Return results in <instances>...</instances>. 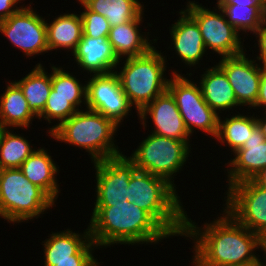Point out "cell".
<instances>
[{"label":"cell","mask_w":266,"mask_h":266,"mask_svg":"<svg viewBox=\"0 0 266 266\" xmlns=\"http://www.w3.org/2000/svg\"><path fill=\"white\" fill-rule=\"evenodd\" d=\"M55 205V201L43 189L31 183L19 168L0 169L2 220L10 225L29 223V220L41 218L40 216L48 213Z\"/></svg>","instance_id":"8992f818"},{"label":"cell","mask_w":266,"mask_h":266,"mask_svg":"<svg viewBox=\"0 0 266 266\" xmlns=\"http://www.w3.org/2000/svg\"><path fill=\"white\" fill-rule=\"evenodd\" d=\"M85 78L87 79L86 108L101 113L121 127L124 119L132 115L134 107L122 91L118 75L112 72L89 75Z\"/></svg>","instance_id":"7c38bea8"},{"label":"cell","mask_w":266,"mask_h":266,"mask_svg":"<svg viewBox=\"0 0 266 266\" xmlns=\"http://www.w3.org/2000/svg\"><path fill=\"white\" fill-rule=\"evenodd\" d=\"M226 189L222 208L239 224L258 234L266 227V189L252 179Z\"/></svg>","instance_id":"8fae6325"},{"label":"cell","mask_w":266,"mask_h":266,"mask_svg":"<svg viewBox=\"0 0 266 266\" xmlns=\"http://www.w3.org/2000/svg\"><path fill=\"white\" fill-rule=\"evenodd\" d=\"M83 106L86 108V98H62L49 96L41 115L38 117V120L41 122L42 120H45L46 124H54L53 126L51 124V128L49 126L46 128V136H49L55 128H57L65 120L69 119L77 111L81 110Z\"/></svg>","instance_id":"f546056e"},{"label":"cell","mask_w":266,"mask_h":266,"mask_svg":"<svg viewBox=\"0 0 266 266\" xmlns=\"http://www.w3.org/2000/svg\"><path fill=\"white\" fill-rule=\"evenodd\" d=\"M137 117V120H140L141 127H144V131L147 130L146 127L148 128L147 125L150 122L151 125L153 124V126H149L151 127L150 133L180 141L192 142L191 139L193 138L190 137L191 135L185 126L177 104L168 90L146 105L137 114Z\"/></svg>","instance_id":"9a60e30c"},{"label":"cell","mask_w":266,"mask_h":266,"mask_svg":"<svg viewBox=\"0 0 266 266\" xmlns=\"http://www.w3.org/2000/svg\"><path fill=\"white\" fill-rule=\"evenodd\" d=\"M161 51L154 46L144 55L121 59L116 66L122 91L136 109L135 114L167 90V62L171 60Z\"/></svg>","instance_id":"5b68a950"},{"label":"cell","mask_w":266,"mask_h":266,"mask_svg":"<svg viewBox=\"0 0 266 266\" xmlns=\"http://www.w3.org/2000/svg\"><path fill=\"white\" fill-rule=\"evenodd\" d=\"M51 69L52 89L49 96L62 98H86L87 83L79 80L81 74L75 76L73 72L65 70L63 66L49 63ZM57 66V67H56ZM63 67V68H62ZM81 81V82H80Z\"/></svg>","instance_id":"4dcf8cb0"},{"label":"cell","mask_w":266,"mask_h":266,"mask_svg":"<svg viewBox=\"0 0 266 266\" xmlns=\"http://www.w3.org/2000/svg\"><path fill=\"white\" fill-rule=\"evenodd\" d=\"M246 52L219 58L216 64L225 72L237 102L250 111L257 101L263 67Z\"/></svg>","instance_id":"5bb4252c"},{"label":"cell","mask_w":266,"mask_h":266,"mask_svg":"<svg viewBox=\"0 0 266 266\" xmlns=\"http://www.w3.org/2000/svg\"><path fill=\"white\" fill-rule=\"evenodd\" d=\"M230 154L233 157L227 158L228 162L224 164L227 188L241 181L251 180L266 167V140L260 129L257 127L245 144Z\"/></svg>","instance_id":"ac0fdd59"},{"label":"cell","mask_w":266,"mask_h":266,"mask_svg":"<svg viewBox=\"0 0 266 266\" xmlns=\"http://www.w3.org/2000/svg\"><path fill=\"white\" fill-rule=\"evenodd\" d=\"M47 148H37L19 167L25 177L33 184L43 189L55 202L61 193L59 180V165L52 159Z\"/></svg>","instance_id":"7402d4cb"},{"label":"cell","mask_w":266,"mask_h":266,"mask_svg":"<svg viewBox=\"0 0 266 266\" xmlns=\"http://www.w3.org/2000/svg\"><path fill=\"white\" fill-rule=\"evenodd\" d=\"M262 4H263V7H264V9L266 11V0H262Z\"/></svg>","instance_id":"b9f144b4"},{"label":"cell","mask_w":266,"mask_h":266,"mask_svg":"<svg viewBox=\"0 0 266 266\" xmlns=\"http://www.w3.org/2000/svg\"><path fill=\"white\" fill-rule=\"evenodd\" d=\"M92 165L96 178L94 203H117L127 200V187L137 168L125 153L92 162Z\"/></svg>","instance_id":"4fadbf2b"},{"label":"cell","mask_w":266,"mask_h":266,"mask_svg":"<svg viewBox=\"0 0 266 266\" xmlns=\"http://www.w3.org/2000/svg\"><path fill=\"white\" fill-rule=\"evenodd\" d=\"M186 213L185 240H192V266H246L253 263H266L257 254L258 234L239 224L223 208L212 221L201 226L191 220ZM189 217V218H188ZM187 238V239H186ZM263 259V260H262Z\"/></svg>","instance_id":"6da1fadb"},{"label":"cell","mask_w":266,"mask_h":266,"mask_svg":"<svg viewBox=\"0 0 266 266\" xmlns=\"http://www.w3.org/2000/svg\"><path fill=\"white\" fill-rule=\"evenodd\" d=\"M254 110H259V112L266 111V68L262 69L259 93L255 105L252 107Z\"/></svg>","instance_id":"e575fe53"},{"label":"cell","mask_w":266,"mask_h":266,"mask_svg":"<svg viewBox=\"0 0 266 266\" xmlns=\"http://www.w3.org/2000/svg\"><path fill=\"white\" fill-rule=\"evenodd\" d=\"M178 191L165 178L136 170L127 187V201L145 210L171 238H183L187 211Z\"/></svg>","instance_id":"3957f363"},{"label":"cell","mask_w":266,"mask_h":266,"mask_svg":"<svg viewBox=\"0 0 266 266\" xmlns=\"http://www.w3.org/2000/svg\"><path fill=\"white\" fill-rule=\"evenodd\" d=\"M78 71L87 75L109 74L116 71L119 59L108 37L92 38L82 34L76 49L71 54Z\"/></svg>","instance_id":"d6986e66"},{"label":"cell","mask_w":266,"mask_h":266,"mask_svg":"<svg viewBox=\"0 0 266 266\" xmlns=\"http://www.w3.org/2000/svg\"><path fill=\"white\" fill-rule=\"evenodd\" d=\"M252 180L259 186L266 189V167H264Z\"/></svg>","instance_id":"ab89813d"},{"label":"cell","mask_w":266,"mask_h":266,"mask_svg":"<svg viewBox=\"0 0 266 266\" xmlns=\"http://www.w3.org/2000/svg\"><path fill=\"white\" fill-rule=\"evenodd\" d=\"M203 68L205 71L203 70V74H200L198 83L201 87L205 102L218 115L226 114L227 111L228 114H232L236 108L235 111L238 112L237 110H240L242 106L237 102L233 88L225 72L216 63L212 67L208 66Z\"/></svg>","instance_id":"44dd1931"},{"label":"cell","mask_w":266,"mask_h":266,"mask_svg":"<svg viewBox=\"0 0 266 266\" xmlns=\"http://www.w3.org/2000/svg\"><path fill=\"white\" fill-rule=\"evenodd\" d=\"M178 19L169 26L171 44L167 49H173L172 54L182 61L184 68H190L187 75H193L194 68L202 65L204 56L209 54L205 48V43L196 21L182 8L177 11ZM173 46V47H172ZM172 47V48H170ZM198 67H197V66ZM194 67V68H192ZM192 68V69H191Z\"/></svg>","instance_id":"e0dca14e"},{"label":"cell","mask_w":266,"mask_h":266,"mask_svg":"<svg viewBox=\"0 0 266 266\" xmlns=\"http://www.w3.org/2000/svg\"><path fill=\"white\" fill-rule=\"evenodd\" d=\"M216 5L223 10L227 21L241 33V35L244 34L243 37H247L249 33L253 35L266 20V11L264 8H255L239 4Z\"/></svg>","instance_id":"f1b7e54d"},{"label":"cell","mask_w":266,"mask_h":266,"mask_svg":"<svg viewBox=\"0 0 266 266\" xmlns=\"http://www.w3.org/2000/svg\"><path fill=\"white\" fill-rule=\"evenodd\" d=\"M48 235L41 242L43 262L98 261V257L95 258L93 254L99 247L91 239L89 226L83 233L67 228L58 232L52 231Z\"/></svg>","instance_id":"2e32d148"},{"label":"cell","mask_w":266,"mask_h":266,"mask_svg":"<svg viewBox=\"0 0 266 266\" xmlns=\"http://www.w3.org/2000/svg\"><path fill=\"white\" fill-rule=\"evenodd\" d=\"M144 14L143 12L135 20L111 27L108 40L119 60L144 55L155 46V43L157 45L159 37L153 34L155 39L152 38L151 31L142 32Z\"/></svg>","instance_id":"ffe728a7"},{"label":"cell","mask_w":266,"mask_h":266,"mask_svg":"<svg viewBox=\"0 0 266 266\" xmlns=\"http://www.w3.org/2000/svg\"><path fill=\"white\" fill-rule=\"evenodd\" d=\"M215 4L247 5L255 8H264L262 0H216Z\"/></svg>","instance_id":"8d00e7d4"},{"label":"cell","mask_w":266,"mask_h":266,"mask_svg":"<svg viewBox=\"0 0 266 266\" xmlns=\"http://www.w3.org/2000/svg\"><path fill=\"white\" fill-rule=\"evenodd\" d=\"M22 1L24 2L25 0H0V21L7 19L16 11L22 9L25 6Z\"/></svg>","instance_id":"836d02e7"},{"label":"cell","mask_w":266,"mask_h":266,"mask_svg":"<svg viewBox=\"0 0 266 266\" xmlns=\"http://www.w3.org/2000/svg\"><path fill=\"white\" fill-rule=\"evenodd\" d=\"M255 36L256 42L254 47H258V53L253 57L263 68H266V20L261 27L252 35ZM259 54V55H258Z\"/></svg>","instance_id":"d6a6232c"},{"label":"cell","mask_w":266,"mask_h":266,"mask_svg":"<svg viewBox=\"0 0 266 266\" xmlns=\"http://www.w3.org/2000/svg\"><path fill=\"white\" fill-rule=\"evenodd\" d=\"M231 113L226 114V117L219 115L218 133L215 138L221 146L230 148L232 153L241 148L250 134L258 127L256 122V115L253 112ZM252 114V115H251ZM230 115V116H229ZM222 116V117H221Z\"/></svg>","instance_id":"d4e9b609"},{"label":"cell","mask_w":266,"mask_h":266,"mask_svg":"<svg viewBox=\"0 0 266 266\" xmlns=\"http://www.w3.org/2000/svg\"><path fill=\"white\" fill-rule=\"evenodd\" d=\"M89 10L104 16L116 26L138 18L146 12L140 0H80ZM143 4V5H142Z\"/></svg>","instance_id":"4316f807"},{"label":"cell","mask_w":266,"mask_h":266,"mask_svg":"<svg viewBox=\"0 0 266 266\" xmlns=\"http://www.w3.org/2000/svg\"><path fill=\"white\" fill-rule=\"evenodd\" d=\"M43 63H37L28 74L14 80L27 100L29 109L39 117L52 89L51 73L45 70Z\"/></svg>","instance_id":"484cf974"},{"label":"cell","mask_w":266,"mask_h":266,"mask_svg":"<svg viewBox=\"0 0 266 266\" xmlns=\"http://www.w3.org/2000/svg\"><path fill=\"white\" fill-rule=\"evenodd\" d=\"M257 114L258 113H256L257 126L266 140V111H264L263 113L262 112L259 113L261 117L260 115H257Z\"/></svg>","instance_id":"f35d334b"},{"label":"cell","mask_w":266,"mask_h":266,"mask_svg":"<svg viewBox=\"0 0 266 266\" xmlns=\"http://www.w3.org/2000/svg\"><path fill=\"white\" fill-rule=\"evenodd\" d=\"M5 82V90L0 94V127L26 131L38 117L29 109L20 87L13 80Z\"/></svg>","instance_id":"603a6c76"},{"label":"cell","mask_w":266,"mask_h":266,"mask_svg":"<svg viewBox=\"0 0 266 266\" xmlns=\"http://www.w3.org/2000/svg\"><path fill=\"white\" fill-rule=\"evenodd\" d=\"M101 261L44 262V266H100Z\"/></svg>","instance_id":"d590c367"},{"label":"cell","mask_w":266,"mask_h":266,"mask_svg":"<svg viewBox=\"0 0 266 266\" xmlns=\"http://www.w3.org/2000/svg\"><path fill=\"white\" fill-rule=\"evenodd\" d=\"M14 132L12 128H0V169L19 168L37 149L23 133Z\"/></svg>","instance_id":"83f0119b"},{"label":"cell","mask_w":266,"mask_h":266,"mask_svg":"<svg viewBox=\"0 0 266 266\" xmlns=\"http://www.w3.org/2000/svg\"><path fill=\"white\" fill-rule=\"evenodd\" d=\"M246 266H266V263H253V264L246 265Z\"/></svg>","instance_id":"60d3db41"},{"label":"cell","mask_w":266,"mask_h":266,"mask_svg":"<svg viewBox=\"0 0 266 266\" xmlns=\"http://www.w3.org/2000/svg\"><path fill=\"white\" fill-rule=\"evenodd\" d=\"M120 129L101 113L83 108L55 128L49 138L85 150L92 163L124 153L115 139Z\"/></svg>","instance_id":"277c9868"},{"label":"cell","mask_w":266,"mask_h":266,"mask_svg":"<svg viewBox=\"0 0 266 266\" xmlns=\"http://www.w3.org/2000/svg\"><path fill=\"white\" fill-rule=\"evenodd\" d=\"M32 4L33 2L26 4L7 19L0 21V33L28 59L49 53L46 18Z\"/></svg>","instance_id":"30bf717a"},{"label":"cell","mask_w":266,"mask_h":266,"mask_svg":"<svg viewBox=\"0 0 266 266\" xmlns=\"http://www.w3.org/2000/svg\"><path fill=\"white\" fill-rule=\"evenodd\" d=\"M76 2H79L82 7L81 10H83L80 12L83 34L92 38L108 37L111 29L108 20L104 16L89 10L80 0H76Z\"/></svg>","instance_id":"1f68e13d"},{"label":"cell","mask_w":266,"mask_h":266,"mask_svg":"<svg viewBox=\"0 0 266 266\" xmlns=\"http://www.w3.org/2000/svg\"><path fill=\"white\" fill-rule=\"evenodd\" d=\"M183 8L199 26L207 52L222 57L235 56L247 51L242 35L227 21L223 10L215 4L210 7L197 0H186ZM242 36V37H241ZM243 40V41H242ZM210 49V50H209Z\"/></svg>","instance_id":"9c48e42d"},{"label":"cell","mask_w":266,"mask_h":266,"mask_svg":"<svg viewBox=\"0 0 266 266\" xmlns=\"http://www.w3.org/2000/svg\"><path fill=\"white\" fill-rule=\"evenodd\" d=\"M74 12V13H73ZM65 12L46 19L47 44L49 51L65 50L70 54L74 52L77 44L82 38V20L80 13ZM49 20V21H47Z\"/></svg>","instance_id":"cb8c5ba5"},{"label":"cell","mask_w":266,"mask_h":266,"mask_svg":"<svg viewBox=\"0 0 266 266\" xmlns=\"http://www.w3.org/2000/svg\"><path fill=\"white\" fill-rule=\"evenodd\" d=\"M170 68L172 72L168 73L170 79L167 90L173 96L189 134L192 137L198 130L197 132L206 133L207 139L208 137L215 139L218 133L219 115L203 99L198 81H195L190 74L188 76L182 74L181 69Z\"/></svg>","instance_id":"ba28073f"},{"label":"cell","mask_w":266,"mask_h":266,"mask_svg":"<svg viewBox=\"0 0 266 266\" xmlns=\"http://www.w3.org/2000/svg\"><path fill=\"white\" fill-rule=\"evenodd\" d=\"M258 241H259V253H263L262 258L266 260V227H264L259 233H258ZM264 256V257H263Z\"/></svg>","instance_id":"74e56055"},{"label":"cell","mask_w":266,"mask_h":266,"mask_svg":"<svg viewBox=\"0 0 266 266\" xmlns=\"http://www.w3.org/2000/svg\"><path fill=\"white\" fill-rule=\"evenodd\" d=\"M138 144L130 156L127 157L135 164L137 170L165 178L171 185H175V176L184 170L192 153L190 141H180L154 133ZM180 172V173H179Z\"/></svg>","instance_id":"52a82bcc"},{"label":"cell","mask_w":266,"mask_h":266,"mask_svg":"<svg viewBox=\"0 0 266 266\" xmlns=\"http://www.w3.org/2000/svg\"><path fill=\"white\" fill-rule=\"evenodd\" d=\"M93 206L88 226L99 250L119 244L156 245L171 237L145 210L127 200Z\"/></svg>","instance_id":"7a4b0ae2"}]
</instances>
